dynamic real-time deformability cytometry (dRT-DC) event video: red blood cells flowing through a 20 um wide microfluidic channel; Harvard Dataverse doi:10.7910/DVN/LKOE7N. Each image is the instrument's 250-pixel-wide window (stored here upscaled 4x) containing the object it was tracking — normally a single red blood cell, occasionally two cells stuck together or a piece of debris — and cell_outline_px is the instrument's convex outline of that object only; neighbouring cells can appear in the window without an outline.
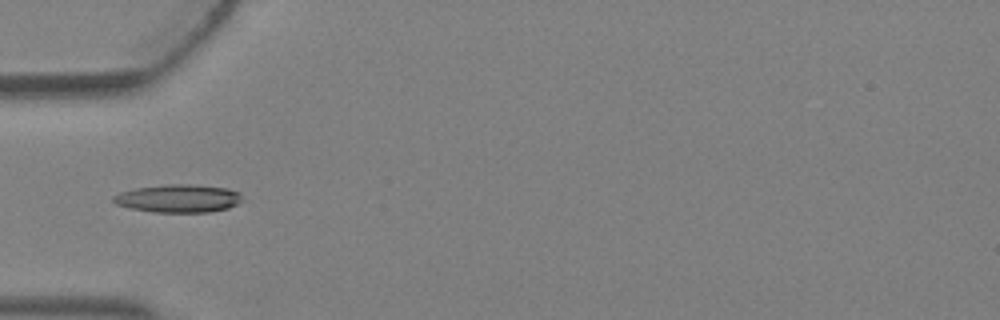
{"species": "Egyptian fruit bat (a non-hibernating species)", "species_latin": "Rousettus aegyptiacus", "temperature_condition": "warm", "stored_images_in_passage": 5, "camera_frame_rate_fps": 3000, "um_per_image_px": 0.085, "animal": {"sex": "female"}, "frame": {"image": 1, "passage_image": 4, "time_ms": 1.0, "image_size_px": [1000, 320], "cell_outline_px": [[244, 200], [228, 208], [208, 212], [152, 212], [132, 208], [116, 204], [112, 200], [112, 196], [120, 192], [136, 188], [168, 184], [192, 184], [228, 188], [240, 192]], "centroid_in_image_um": [15.19, 16.86], "position_along_channel_um": 69.8, "area_um2": 21.1}}
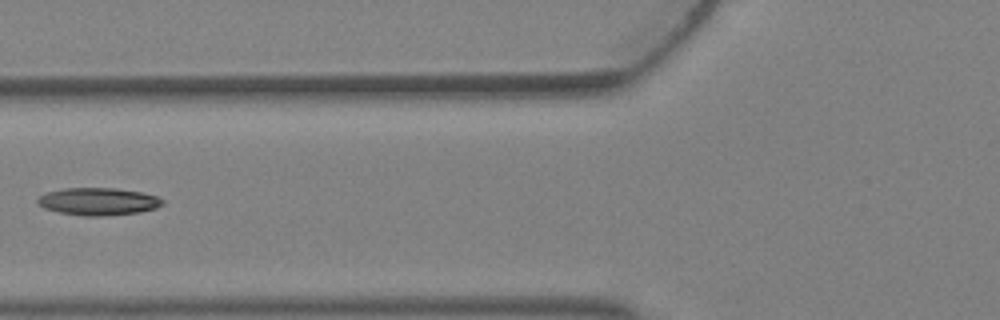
{"frame": {"image": 2, "passage_image": 5, "time_ms": 1.333, "image_size_px": [1000, 320], "cell_outline_px": [[164, 204], [156, 208], [140, 212], [104, 216], [84, 216], [60, 212], [44, 208], [36, 204], [36, 200], [40, 196], [48, 192], [64, 188], [116, 188], [144, 192], [156, 196], [164, 200]], "centroid_in_image_um": [8.37, 17.12], "position_along_channel_um": 117.4, "area_um2": 20.11}}